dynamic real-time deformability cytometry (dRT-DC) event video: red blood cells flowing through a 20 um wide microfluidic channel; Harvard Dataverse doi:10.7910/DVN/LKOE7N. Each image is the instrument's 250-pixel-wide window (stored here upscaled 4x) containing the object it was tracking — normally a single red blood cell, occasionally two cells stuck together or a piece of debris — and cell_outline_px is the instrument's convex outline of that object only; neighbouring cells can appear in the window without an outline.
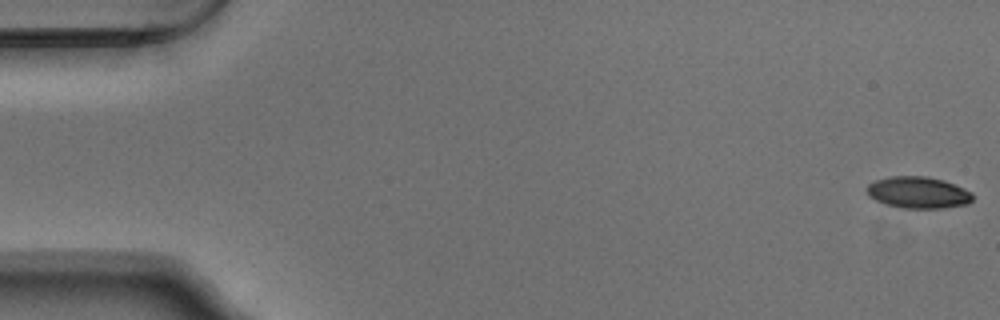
{"species": "Egyptian fruit bat (a non-hibernating species)", "species_latin": "Rousettus aegyptiacus", "temperature_condition": "warm", "stored_images_in_passage": 54, "camera_frame_rate_fps": 3000, "um_per_image_px": 0.085, "animal": {"sex": "male"}, "frame": {"image": 1, "passage_image": 1, "time_ms": 0.0, "image_size_px": [1000, 320], "cell_outline_px": [[972, 200], [968, 204], [944, 208], [904, 208], [884, 204], [868, 196], [868, 184], [876, 180], [888, 176], [928, 176], [944, 180], [964, 188], [972, 192]], "centroid_in_image_um": [78.06, 16.36], "position_along_channel_um": 6.9, "area_um2": 19.59}}
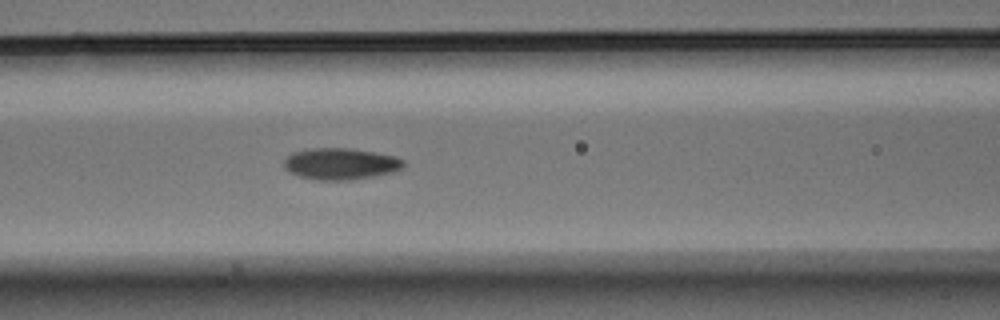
{"frame": {"image": 2, "passage_image": 23, "time_ms": 7.333, "image_size_px": [1000, 320], "cell_outline_px": [[404, 164], [400, 168], [392, 172], [372, 176], [348, 180], [320, 180], [300, 176], [288, 172], [284, 168], [284, 160], [292, 152], [312, 148], [352, 148], [396, 156], [404, 160]], "centroid_in_image_um": [28.92, 13.91], "position_along_channel_um": 137.7, "area_um2": 21.85}}
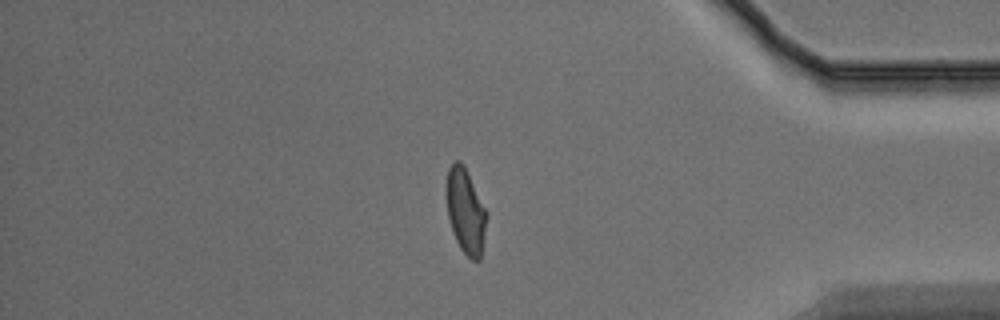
{"frame": {"image": 3, "passage_image": 46, "time_ms": 15.0, "image_size_px": [1000, 320], "cell_outline_px": [[488, 212], [480, 260], [472, 260], [460, 248], [452, 232], [448, 216], [444, 196], [444, 184], [448, 168], [456, 160], [460, 160], [464, 164]], "centroid_in_image_um": [39.54, 17.87], "position_along_channel_um": 395.7, "area_um2": 20.52}, "authors_computed_cell_mechanics": {"area_um2": 20.5479, "velocity_mm_per_s": 3.7438, "shape_relaxation_time_tau1_ms": 5.5434, "shape_relaxation_time_tau2_ms": 2.1271, "deformation_change_tau1": 0.1809, "deformation_change_tau2": 0.0661}}